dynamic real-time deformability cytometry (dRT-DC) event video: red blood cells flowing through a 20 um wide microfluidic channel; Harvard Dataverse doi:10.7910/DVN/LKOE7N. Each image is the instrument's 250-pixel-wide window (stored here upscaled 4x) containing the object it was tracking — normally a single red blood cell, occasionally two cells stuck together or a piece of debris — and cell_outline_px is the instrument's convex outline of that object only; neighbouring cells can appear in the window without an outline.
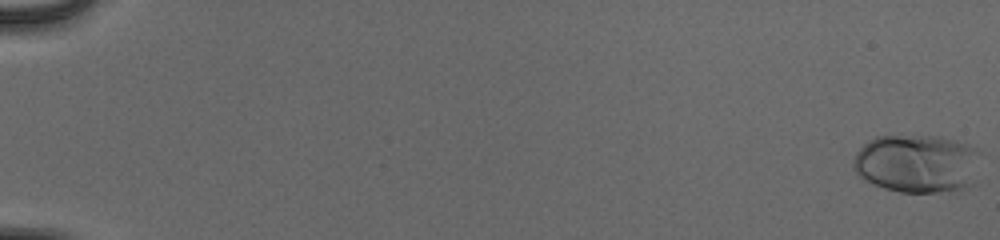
{"species": "human", "species_latin": "Homo sapiens", "temperature_condition": "cold", "stored_images_in_passage": 56, "camera_frame_rate_fps": 3000, "um_per_image_px": 0.085, "donor": {"sex": "male"}, "frame": {"image": 1, "passage_image": 1, "time_ms": 0.0, "image_size_px": [1000, 240], "cell_outline_px": [[980, 152], [972, 184], [964, 188], [936, 192], [900, 192], [884, 188], [872, 184], [864, 180], [852, 168], [852, 160], [856, 152], [868, 140], [876, 136], [940, 136], [968, 144], [980, 148]], "centroid_in_image_um": [77.92, 13.89], "position_along_channel_um": 7.1, "area_um2": 43.52}}
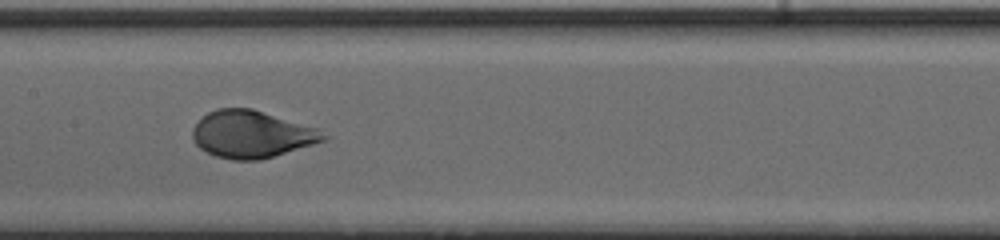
{"frame": {"image": 2, "passage_image": 31, "time_ms": 10.0, "image_size_px": [1000, 240], "cell_outline_px": [[328, 140], [260, 160], [232, 160], [216, 156], [200, 148], [192, 140], [192, 128], [208, 112], [216, 108], [252, 108], [316, 128], [328, 136]], "centroid_in_image_um": [21.38, 11.41], "position_along_channel_um": 186.0, "area_um2": 35.89}}
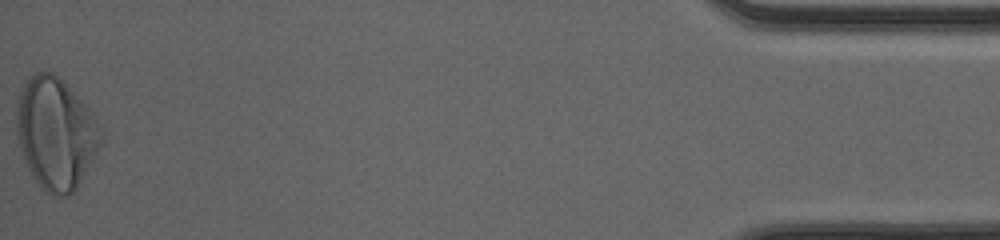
{"frame": {"image": 3, "passage_image": 56, "time_ms": 18.333, "image_size_px": [1000, 240], "cell_outline_px": [[100, 144], [76, 188], [68, 196], [52, 196], [44, 192], [40, 188], [32, 176], [24, 160], [16, 136], [16, 100], [20, 88], [28, 76], [36, 72], [52, 72], [60, 76], [88, 108]], "centroid_in_image_um": [4.62, 11.32], "position_along_channel_um": 430.6, "area_um2": 54.16}, "authors_computed_cell_mechanics": {"area_um2": 37.3677, "velocity_mm_per_s": 3.9275, "shape_relaxation_time_tau1_ms": 2.5129, "shape_relaxation_time_tau2_ms": null, "deformation_change_tau1": 0.1905, "deformation_change_tau2": null}}